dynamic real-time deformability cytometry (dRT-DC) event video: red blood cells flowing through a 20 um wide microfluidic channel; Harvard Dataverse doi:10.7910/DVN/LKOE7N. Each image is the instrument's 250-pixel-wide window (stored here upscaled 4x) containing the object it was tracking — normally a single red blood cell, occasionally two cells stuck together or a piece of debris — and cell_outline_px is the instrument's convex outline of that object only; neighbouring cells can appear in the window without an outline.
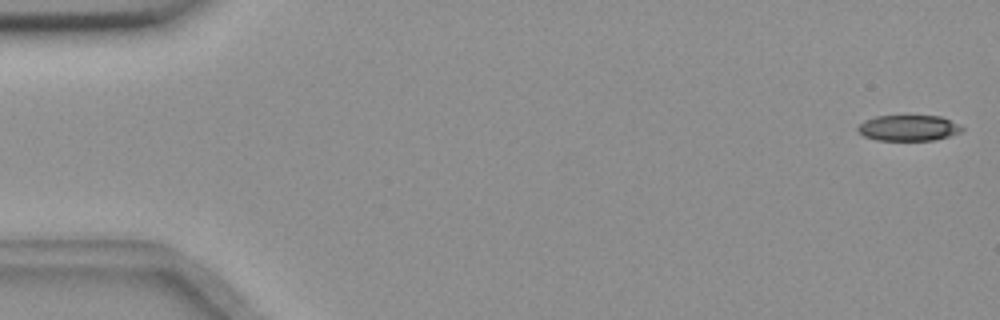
{"species": "common noctule bat (a hibernating species)", "species_latin": "Nyctalus noctula", "temperature_condition": "room temperature", "stored_images_in_passage": 55, "camera_frame_rate_fps": 3000, "um_per_image_px": 0.085, "animal": {"sex": "female", "body_mass_g": 18.4}, "frame": {"image": 1, "passage_image": 1, "time_ms": 0.0, "image_size_px": [1000, 320], "cell_outline_px": [[964, 128], [960, 132], [948, 136], [932, 140], [876, 140], [864, 136], [856, 128], [864, 120], [876, 116], [940, 116], [960, 124]], "centroid_in_image_um": [77.22, 10.87], "position_along_channel_um": 7.8, "area_um2": 15.55}}
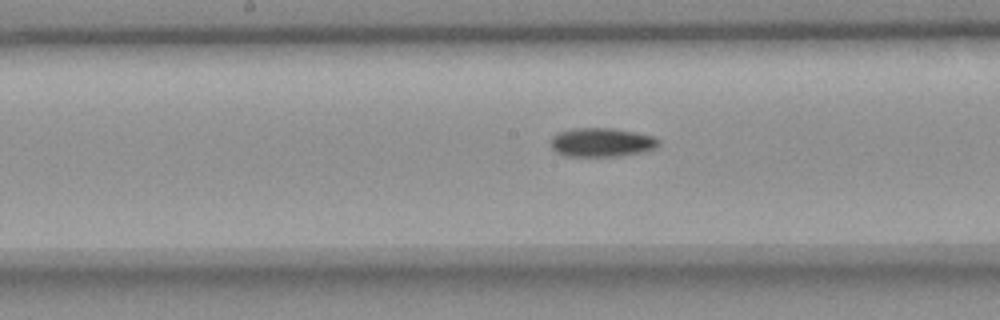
{"frame": {"image": 2, "passage_image": 28, "time_ms": 9.0, "image_size_px": [1000, 320], "cell_outline_px": [[660, 144], [656, 148], [644, 152], [620, 156], [564, 156], [556, 152], [552, 148], [552, 136], [560, 132], [572, 128], [612, 128], [652, 136], [660, 140]], "centroid_in_image_um": [51.15, 12.11], "position_along_channel_um": 197.0, "area_um2": 18.15}}
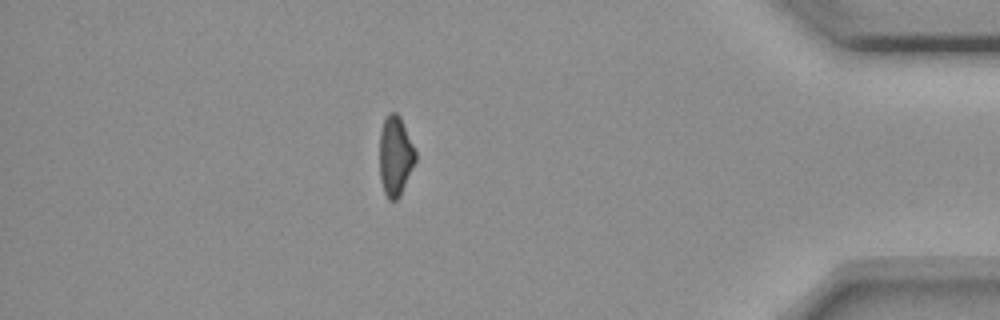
{"frame": {"image": 3, "passage_image": 48, "time_ms": 15.667, "image_size_px": [1000, 320], "cell_outline_px": [[416, 160], [400, 196], [396, 200], [388, 200], [384, 192], [380, 180], [380, 132], [384, 120], [388, 112], [396, 112], [400, 116], [416, 152]], "centroid_in_image_um": [33.6, 13.26], "position_along_channel_um": 401.6, "area_um2": 16.65}, "authors_computed_cell_mechanics": {"area_um2": 17.5134, "velocity_mm_per_s": 3.6831, "shape_relaxation_time_tau1_ms": 9.2142, "shape_relaxation_time_tau2_ms": null, "deformation_change_tau1": 0.1698, "deformation_change_tau2": null}}